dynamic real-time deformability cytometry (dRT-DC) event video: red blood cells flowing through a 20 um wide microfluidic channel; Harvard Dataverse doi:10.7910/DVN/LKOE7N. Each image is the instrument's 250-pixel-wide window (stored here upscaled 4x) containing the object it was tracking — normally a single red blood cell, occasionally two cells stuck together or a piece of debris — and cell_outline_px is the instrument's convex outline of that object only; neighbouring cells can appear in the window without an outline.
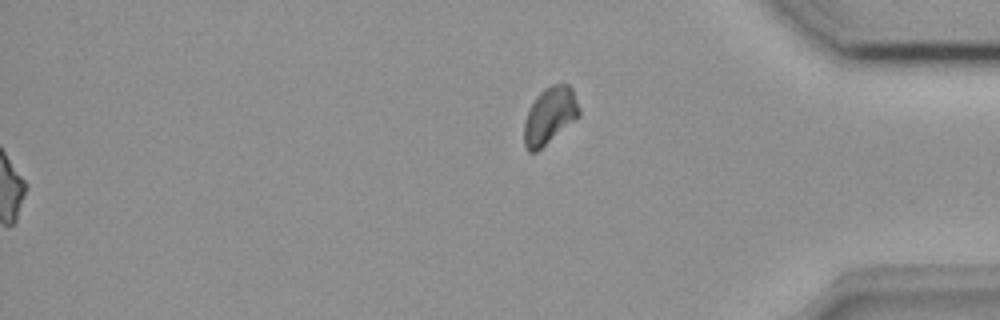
{"species": "common noctule bat (a hibernating species)", "species_latin": "Nyctalus noctula", "temperature_condition": "room temperature", "stored_images_in_passage": 38, "segment_of_instrument_passage": [2, 2], "camera_frame_rate_fps": 3000, "um_per_image_px": 0.085, "animal": {"sex": "female", "body_mass_g": 18.4}, "frame": {"image": 1, "passage_image": 38, "time_ms": 12.333, "image_size_px": [1000, 320], "cell_outline_px": [[580, 116], [536, 152], [528, 152], [524, 144], [524, 120], [536, 96], [544, 88], [552, 84], [568, 84], [572, 88], [580, 108]], "centroid_in_image_um": [46.73, 9.82], "position_along_channel_um": 388.5, "area_um2": 18.15}}